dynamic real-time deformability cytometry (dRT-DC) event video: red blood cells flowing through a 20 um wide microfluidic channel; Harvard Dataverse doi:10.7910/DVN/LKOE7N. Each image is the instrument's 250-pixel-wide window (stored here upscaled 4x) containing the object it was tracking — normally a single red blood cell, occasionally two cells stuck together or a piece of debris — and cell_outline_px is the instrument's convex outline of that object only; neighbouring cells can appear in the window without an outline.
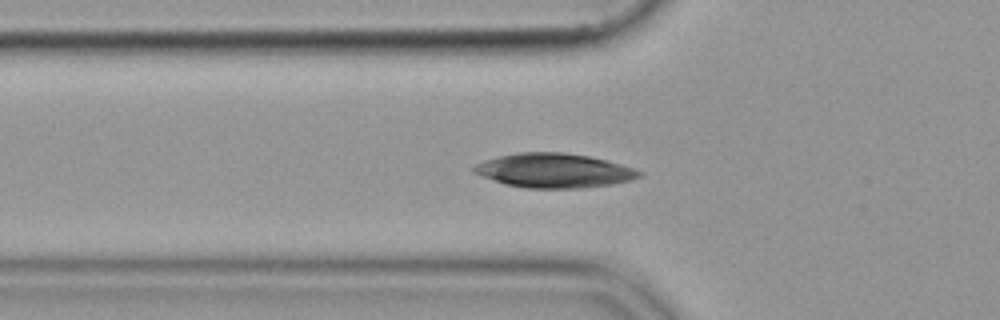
{"species": "common noctule bat (a hibernating species)", "species_latin": "Nyctalus noctula", "temperature_condition": "cold", "stored_images_in_passage": 33, "camera_frame_rate_fps": 3000, "um_per_image_px": 0.085, "animal": {"sex": "female", "body_mass_g": 19.9}, "frame": {"image": 1, "passage_image": 2, "time_ms": 0.333, "image_size_px": [1000, 320], "cell_outline_px": [[644, 172], [640, 176], [632, 180], [612, 184], [580, 188], [524, 188], [504, 184], [472, 172], [472, 168], [476, 164], [484, 160], [516, 152], [564, 152], [588, 156], [620, 164]], "centroid_in_image_um": [47.07, 14.5], "position_along_channel_um": 78.7, "area_um2": 32.95}}
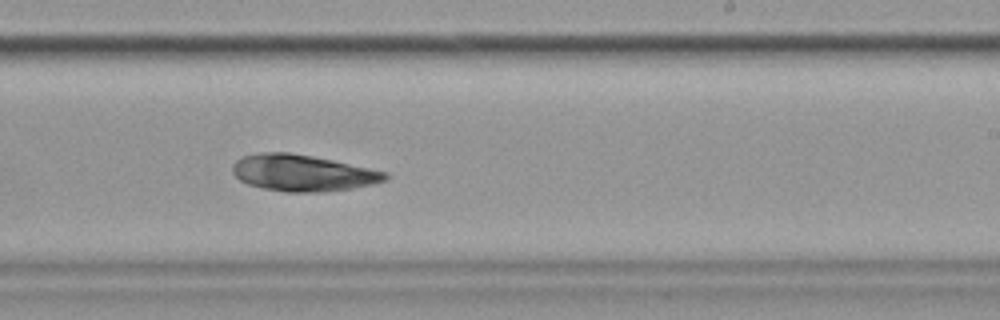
{"frame": {"image": 2, "passage_image": 17, "time_ms": 5.333, "image_size_px": [1000, 320], "cell_outline_px": [[388, 180], [372, 184], [352, 188], [320, 192], [284, 192], [264, 188], [248, 184], [240, 180], [232, 172], [232, 164], [240, 156], [260, 152], [288, 152], [312, 156], [332, 160], [388, 172]], "centroid_in_image_um": [25.7, 14.69], "position_along_channel_um": 263.3, "area_um2": 32.48}}
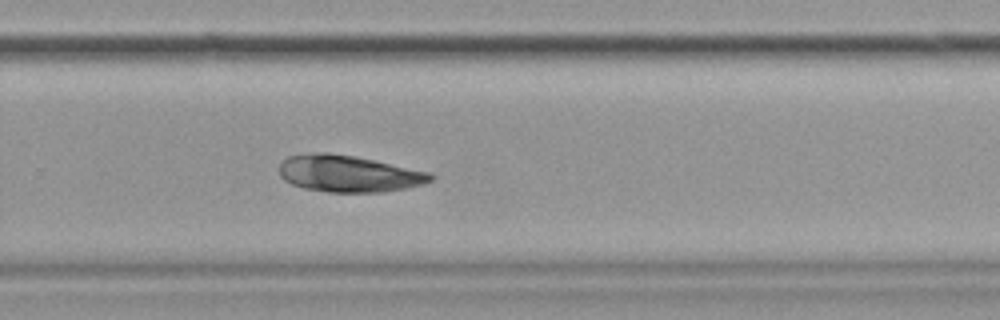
{"frame": {"image": 3, "passage_image": 20, "time_ms": 6.333, "image_size_px": [1000, 320], "cell_outline_px": [[436, 176], [432, 180], [424, 184], [408, 188], [380, 192], [328, 192], [304, 188], [292, 184], [284, 180], [280, 176], [280, 164], [288, 156], [320, 152], [328, 152], [352, 156], [432, 172]], "centroid_in_image_um": [29.67, 14.77], "position_along_channel_um": 300.1, "area_um2": 32.31}}